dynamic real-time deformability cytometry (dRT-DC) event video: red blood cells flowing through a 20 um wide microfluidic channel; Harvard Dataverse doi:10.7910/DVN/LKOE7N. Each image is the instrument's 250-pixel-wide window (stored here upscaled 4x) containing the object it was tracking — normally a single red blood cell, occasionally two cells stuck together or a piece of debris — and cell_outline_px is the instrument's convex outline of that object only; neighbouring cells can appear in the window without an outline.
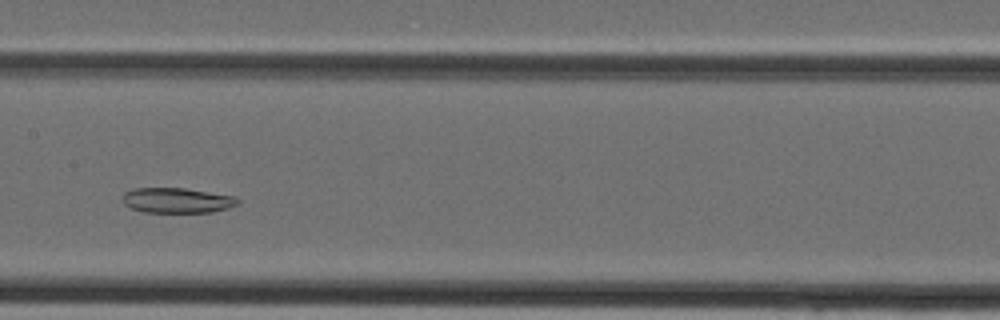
{"species": "Egyptian fruit bat (a non-hibernating species)", "species_latin": "Rousettus aegyptiacus", "temperature_condition": "cold", "stored_images_in_passage": 33, "segment_of_instrument_passage": [1, 2], "camera_frame_rate_fps": 3000, "um_per_image_px": 0.085, "animal": {"sex": "female"}, "frame": {"image": 1, "passage_image": 13, "time_ms": 4.0, "image_size_px": [1000, 320], "cell_outline_px": [[240, 204], [228, 208], [212, 212], [144, 212], [132, 208], [124, 204], [124, 192], [132, 188], [184, 188], [236, 196], [240, 200]], "centroid_in_image_um": [15.09, 17.03], "position_along_channel_um": 192.3, "area_um2": 16.94}}
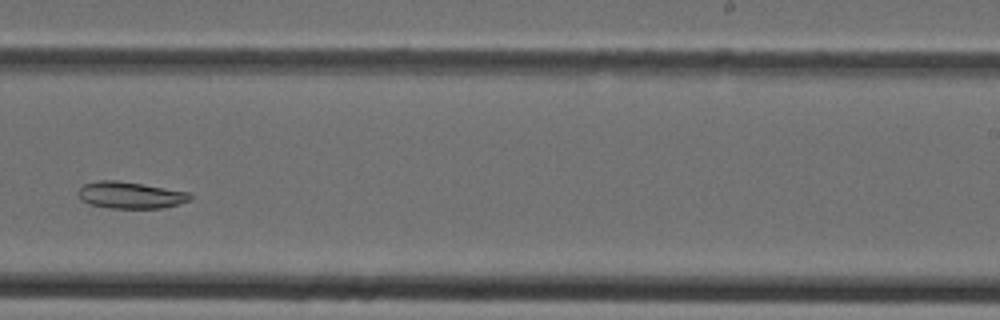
{"frame": {"image": 2, "passage_image": 18, "time_ms": 5.667, "image_size_px": [1000, 320], "cell_outline_px": [[192, 196], [188, 200], [180, 204], [164, 208], [112, 208], [88, 204], [80, 200], [76, 192], [84, 184], [100, 180], [116, 180], [188, 192]], "centroid_in_image_um": [11.03, 16.59], "position_along_channel_um": 278.0, "area_um2": 17.34}}
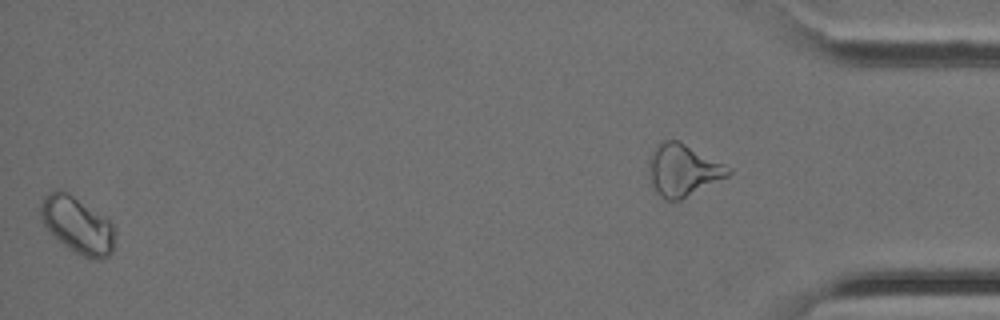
{"frame": {"image": 3, "passage_image": 32, "time_ms": 10.333, "image_size_px": [1000, 320], "cell_outline_px": [[112, 252], [108, 256], [100, 260], [92, 260], [68, 248], [44, 224], [40, 216], [40, 204], [44, 196], [52, 188], [60, 188], [68, 192], [104, 216], [112, 224]], "centroid_in_image_um": [6.54, 19.08], "position_along_channel_um": 428.7, "area_um2": 24.1}}